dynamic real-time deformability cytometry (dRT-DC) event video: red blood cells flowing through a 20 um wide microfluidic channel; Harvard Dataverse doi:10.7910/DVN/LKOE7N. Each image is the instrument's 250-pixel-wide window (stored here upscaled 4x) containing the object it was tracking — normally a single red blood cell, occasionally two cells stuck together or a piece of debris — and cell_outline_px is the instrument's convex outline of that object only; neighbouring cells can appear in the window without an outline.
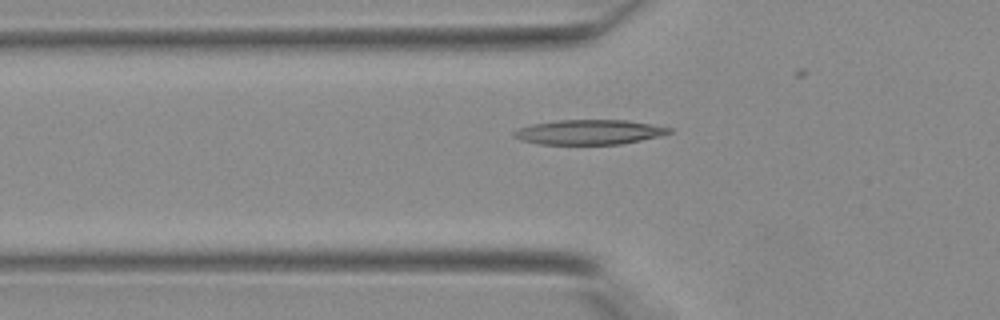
{"species": "Egyptian fruit bat (a non-hibernating species)", "species_latin": "Rousettus aegyptiacus", "temperature_condition": "warm", "stored_images_in_passage": 26, "camera_frame_rate_fps": 3000, "um_per_image_px": 0.085, "animal": {"sex": "female"}, "frame": {"image": 1, "passage_image": 7, "time_ms": 2.0, "image_size_px": [1000, 320], "cell_outline_px": [[672, 132], [660, 136], [620, 144], [536, 144], [512, 136], [512, 132], [520, 128], [532, 124], [556, 120], [628, 120], [672, 128]], "centroid_in_image_um": [50.08, 11.22], "position_along_channel_um": 75.7, "area_um2": 22.31}}
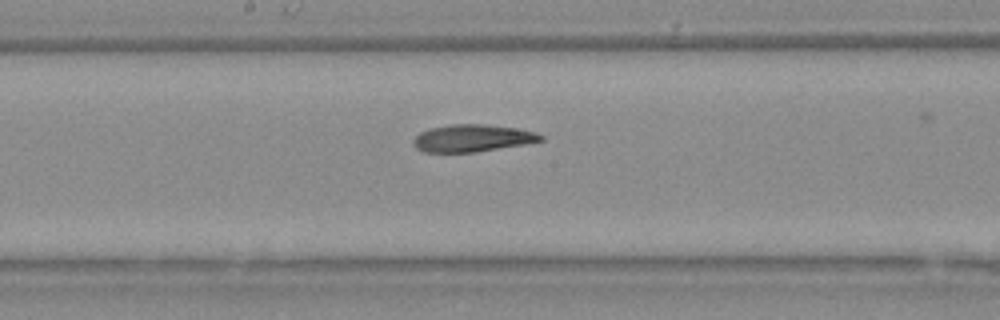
{"frame": {"image": 2, "passage_image": 15, "time_ms": 4.667, "image_size_px": [1000, 320], "cell_outline_px": [[544, 140], [524, 144], [476, 152], [424, 152], [416, 148], [412, 140], [420, 132], [428, 128], [452, 124], [480, 124], [516, 128], [532, 132], [544, 136]], "centroid_in_image_um": [40.11, 11.74], "position_along_channel_um": 208.1, "area_um2": 20.06}}
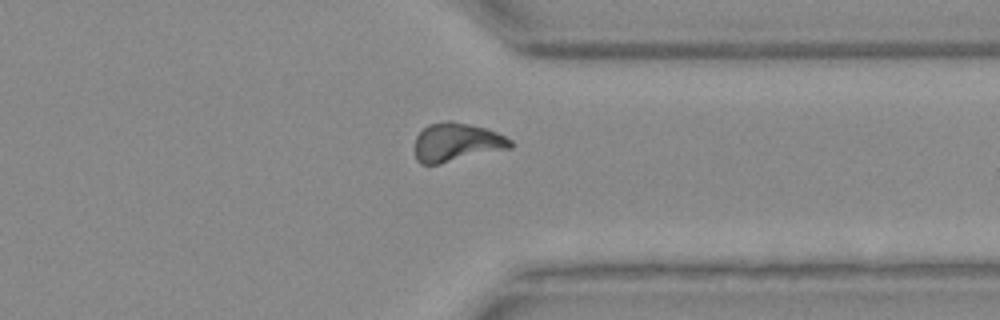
{"frame": {"image": 3, "passage_image": 25, "time_ms": 8.0, "image_size_px": [1000, 320], "cell_outline_px": [[512, 148], [436, 164], [420, 164], [416, 160], [416, 136], [428, 124], [448, 120], [468, 124], [484, 128], [496, 132], [512, 140]], "centroid_in_image_um": [38.81, 12.09], "position_along_channel_um": 372.6, "area_um2": 21.21}}